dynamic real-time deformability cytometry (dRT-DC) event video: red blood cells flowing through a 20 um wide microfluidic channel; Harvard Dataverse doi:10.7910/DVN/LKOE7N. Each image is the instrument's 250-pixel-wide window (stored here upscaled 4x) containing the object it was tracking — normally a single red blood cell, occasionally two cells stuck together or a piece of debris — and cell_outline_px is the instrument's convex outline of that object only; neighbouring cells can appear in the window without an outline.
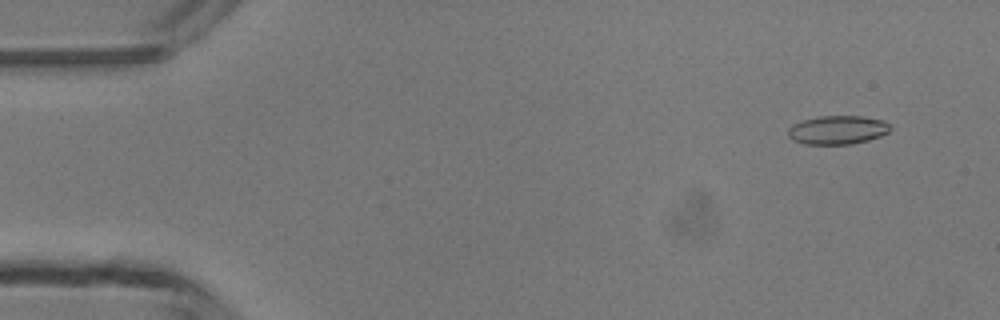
{"species": "common noctule bat (a hibernating species)", "species_latin": "Nyctalus noctula", "temperature_condition": "room temperature", "stored_images_in_passage": 5, "camera_frame_rate_fps": 3000, "um_per_image_px": 0.085, "animal": {"sex": "male", "body_mass_g": 13.3}, "frame": {"image": 1, "passage_image": 2, "time_ms": 1.0, "image_size_px": [1000, 320], "cell_outline_px": [[892, 128], [888, 132], [880, 136], [868, 140], [852, 144], [804, 144], [792, 140], [788, 136], [788, 128], [792, 124], [804, 120], [820, 116], [860, 116], [884, 120]], "centroid_in_image_um": [71.18, 11.05], "position_along_channel_um": 13.8, "area_um2": 17.11}}